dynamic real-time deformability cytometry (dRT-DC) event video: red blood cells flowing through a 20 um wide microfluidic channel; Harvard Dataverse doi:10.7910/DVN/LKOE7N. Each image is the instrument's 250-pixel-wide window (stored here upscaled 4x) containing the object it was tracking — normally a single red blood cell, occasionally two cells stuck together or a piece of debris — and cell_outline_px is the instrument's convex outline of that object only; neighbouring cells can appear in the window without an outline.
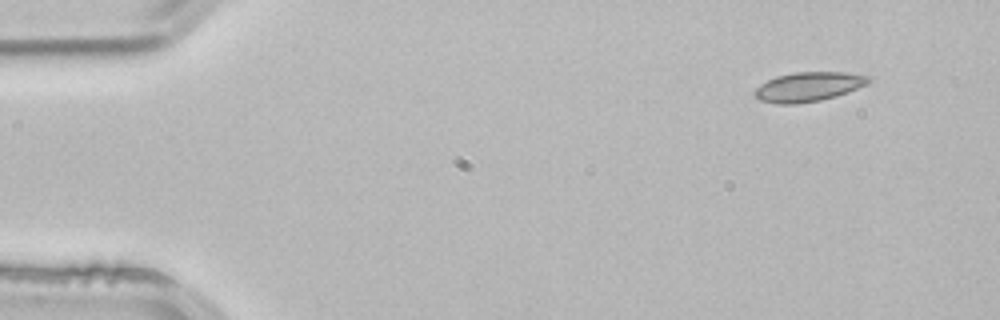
{"species": "common noctule bat (a hibernating species)", "species_latin": "Nyctalus noctula", "temperature_condition": "room temperature", "stored_images_in_passage": 3, "camera_frame_rate_fps": 3000, "um_per_image_px": 0.085, "animal": {"sex": "male", "body_mass_g": 21.5, "forearm_length_mm": 52.0}, "frame": {"image": 1, "passage_image": 1, "time_ms": 0.0, "image_size_px": [1000, 320], "cell_outline_px": [[872, 80], [868, 84], [848, 92], [836, 96], [820, 100], [796, 104], [776, 104], [760, 100], [752, 92], [760, 84], [776, 76], [796, 72], [844, 72], [872, 76]], "centroid_in_image_um": [68.74, 7.37], "position_along_channel_um": 16.3, "area_um2": 19.65}}
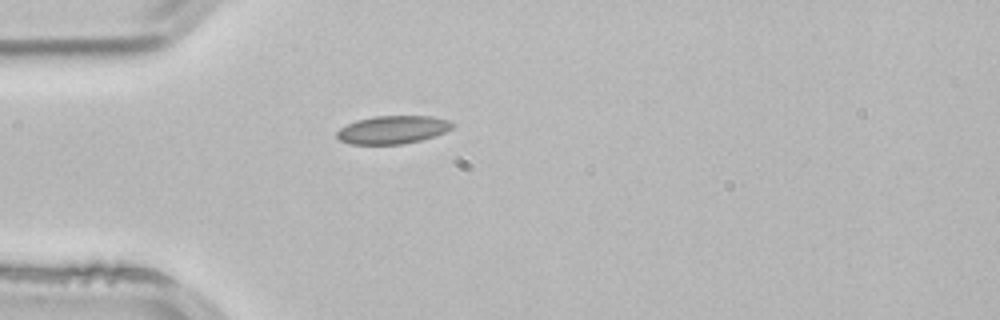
{"frame": {"image": 2, "passage_image": 3, "time_ms": 0.667, "image_size_px": [1000, 320], "cell_outline_px": [[452, 128], [444, 132], [420, 140], [404, 144], [352, 144], [340, 140], [336, 136], [336, 132], [340, 128], [356, 120], [372, 116], [432, 116], [448, 120], [452, 124]], "centroid_in_image_um": [33.34, 11.02], "position_along_channel_um": 51.7, "area_um2": 18.73}}